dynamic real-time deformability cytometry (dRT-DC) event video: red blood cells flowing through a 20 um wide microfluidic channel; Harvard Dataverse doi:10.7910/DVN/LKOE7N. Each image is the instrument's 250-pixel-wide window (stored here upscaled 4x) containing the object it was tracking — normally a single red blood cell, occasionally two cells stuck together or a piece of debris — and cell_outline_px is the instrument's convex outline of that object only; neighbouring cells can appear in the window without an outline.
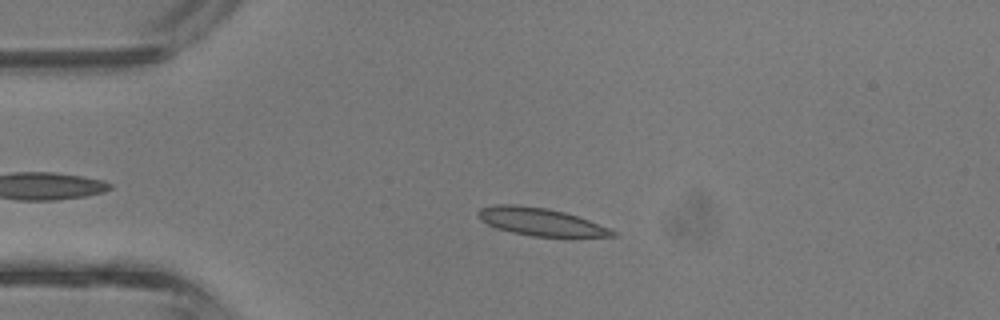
{"species": "common noctule bat (a hibernating species)", "species_latin": "Nyctalus noctula", "temperature_condition": "room temperature", "stored_images_in_passage": 38, "camera_frame_rate_fps": 3000, "um_per_image_px": 0.085, "animal": {"sex": "male", "body_mass_g": 13.3}, "frame": {"image": 1, "passage_image": 9, "time_ms": 2.667, "image_size_px": [1000, 320], "cell_outline_px": [[616, 236], [572, 240], [532, 236], [512, 232], [496, 228], [480, 220], [476, 216], [476, 212], [480, 208], [496, 204], [516, 204], [548, 208], [564, 212], [612, 228], [616, 232]], "centroid_in_image_um": [46.05, 18.9], "position_along_channel_um": 38.9, "area_um2": 22.83}}
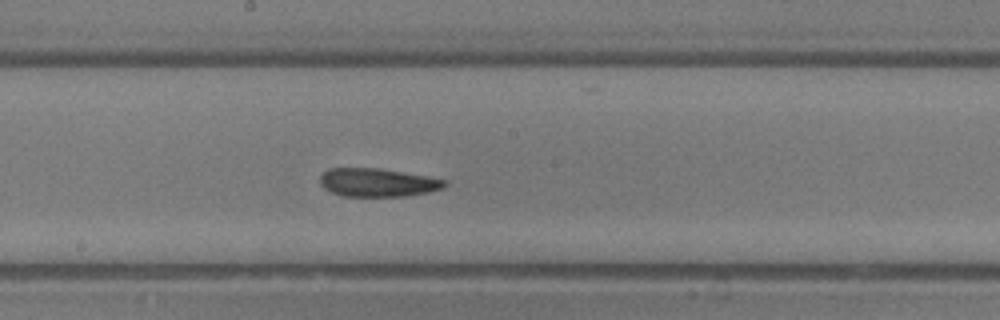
{"frame": {"image": 2, "passage_image": 22, "time_ms": 7.0, "image_size_px": [1000, 320], "cell_outline_px": [[448, 184], [444, 188], [428, 192], [408, 196], [340, 196], [324, 188], [320, 184], [320, 176], [328, 168], [376, 168], [428, 176], [448, 180]], "centroid_in_image_um": [32.12, 15.51], "position_along_channel_um": 216.1, "area_um2": 20.69}}
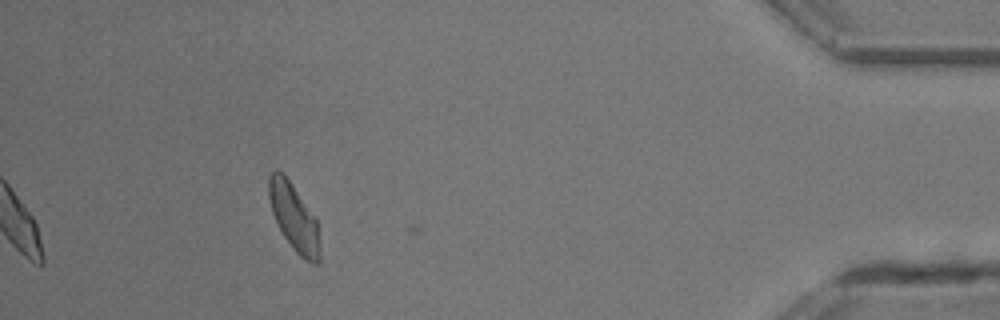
{"frame": {"image": 3, "passage_image": 38, "time_ms": 12.333, "image_size_px": [1000, 320], "cell_outline_px": [[320, 264], [312, 264], [304, 260], [296, 252], [284, 236], [272, 212], [268, 196], [268, 176], [276, 168], [288, 180], [316, 220], [320, 248]], "centroid_in_image_um": [24.98, 18.53], "position_along_channel_um": 410.2, "area_um2": 19.42}, "authors_computed_cell_mechanics": {"area_um2": 20.8658, "velocity_mm_per_s": 4.793, "shape_relaxation_time_tau1_ms": 3.4368, "shape_relaxation_time_tau2_ms": 2.7202, "deformation_change_tau1": 0.1268, "deformation_change_tau2": 0.1074}}